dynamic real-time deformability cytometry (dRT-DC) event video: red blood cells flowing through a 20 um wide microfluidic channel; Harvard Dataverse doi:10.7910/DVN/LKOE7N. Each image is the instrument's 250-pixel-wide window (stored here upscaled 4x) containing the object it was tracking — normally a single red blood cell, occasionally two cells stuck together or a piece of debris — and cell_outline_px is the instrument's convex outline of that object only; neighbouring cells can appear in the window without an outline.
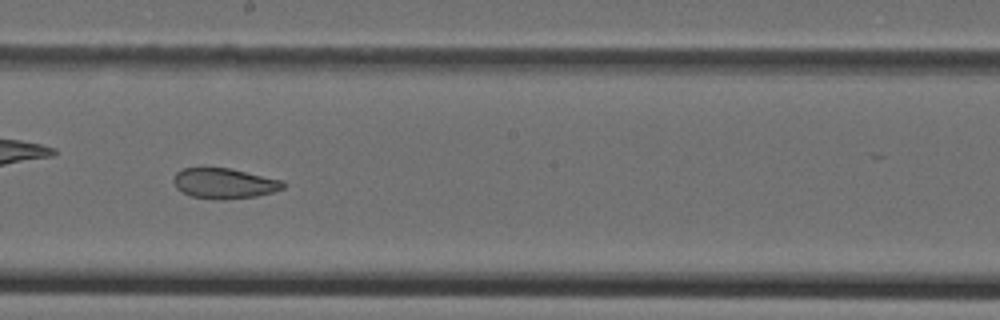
{"species": "Egyptian fruit bat (a non-hibernating species)", "species_latin": "Rousettus aegyptiacus", "temperature_condition": "cold", "stored_images_in_passage": 39, "camera_frame_rate_fps": 3000, "um_per_image_px": 0.085, "animal": {"sex": "female"}, "frame": {"image": 1, "passage_image": 17, "time_ms": 5.333, "image_size_px": [1000, 320], "cell_outline_px": [[288, 184], [284, 188], [272, 192], [256, 196], [224, 200], [216, 200], [192, 196], [176, 188], [172, 180], [176, 172], [184, 168], [228, 168], [284, 180]], "centroid_in_image_um": [19.09, 15.59], "position_along_channel_um": 229.1, "area_um2": 19.48}}
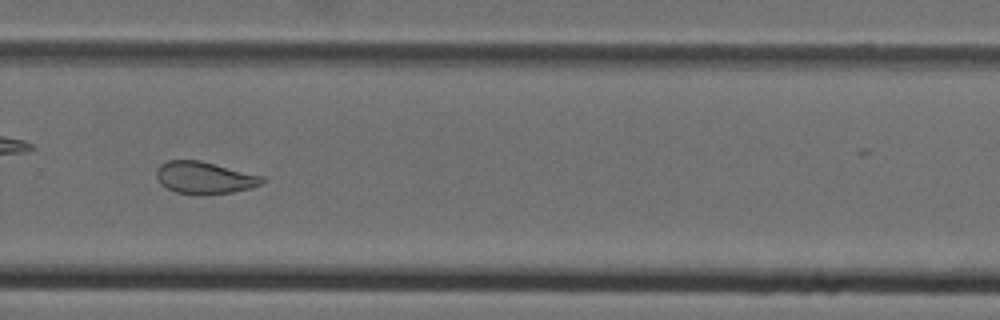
{"frame": {"image": 2, "passage_image": 23, "time_ms": 7.333, "image_size_px": [1000, 320], "cell_outline_px": [[264, 184], [252, 188], [232, 192], [176, 192], [160, 184], [156, 176], [156, 168], [160, 164], [168, 160], [200, 160], [264, 176]], "centroid_in_image_um": [17.4, 15.06], "position_along_channel_um": 312.4, "area_um2": 19.36}}
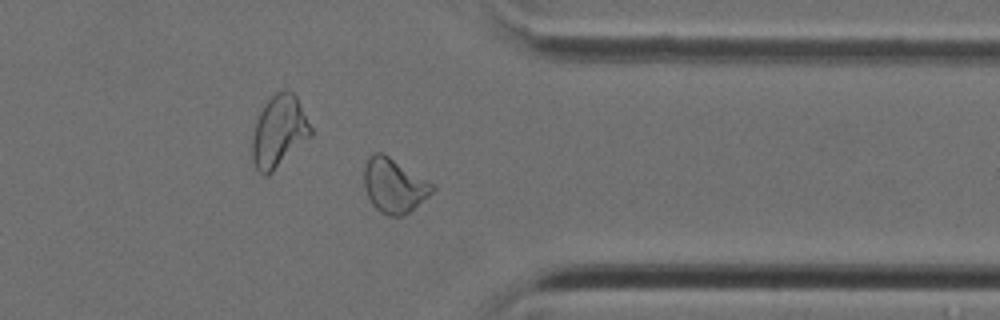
{"frame": {"image": 3, "passage_image": 28, "time_ms": 9.0, "image_size_px": [1000, 320], "cell_outline_px": [[436, 188], [428, 196], [404, 216], [388, 216], [380, 212], [372, 204], [368, 196], [364, 184], [364, 168], [368, 156], [372, 152], [380, 152], [388, 156], [436, 184]], "centroid_in_image_um": [33.5, 15.77], "position_along_channel_um": 377.9, "area_um2": 21.68}}